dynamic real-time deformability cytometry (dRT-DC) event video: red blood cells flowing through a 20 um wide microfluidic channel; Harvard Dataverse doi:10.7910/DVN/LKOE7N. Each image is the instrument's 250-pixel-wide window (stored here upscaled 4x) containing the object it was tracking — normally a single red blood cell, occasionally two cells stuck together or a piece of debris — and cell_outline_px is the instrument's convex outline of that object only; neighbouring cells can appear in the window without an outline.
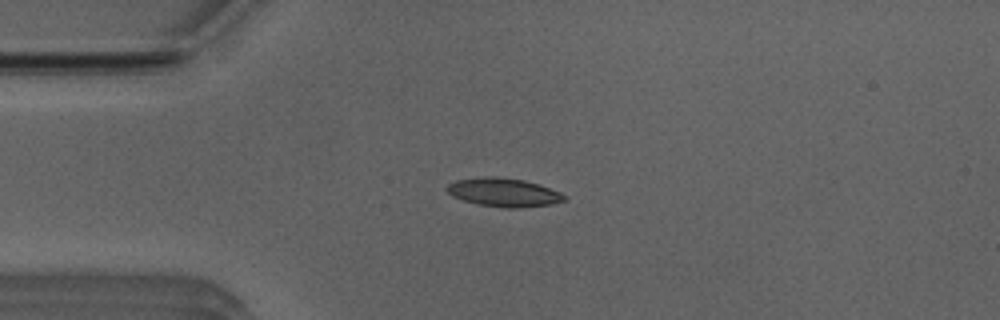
{"species": "Egyptian fruit bat (a non-hibernating species)", "species_latin": "Rousettus aegyptiacus", "temperature_condition": "room temperature", "stored_images_in_passage": 41, "camera_frame_rate_fps": 3000, "um_per_image_px": 0.085, "animal": {"sex": "male"}, "frame": {"image": 1, "passage_image": 2, "time_ms": 0.333, "image_size_px": [1000, 320], "cell_outline_px": [[568, 200], [552, 204], [520, 208], [504, 208], [476, 204], [452, 196], [448, 192], [448, 184], [456, 180], [488, 176], [496, 176], [524, 180], [540, 184], [560, 192]], "centroid_in_image_um": [42.85, 16.36], "position_along_channel_um": 42.2, "area_um2": 19.59}}
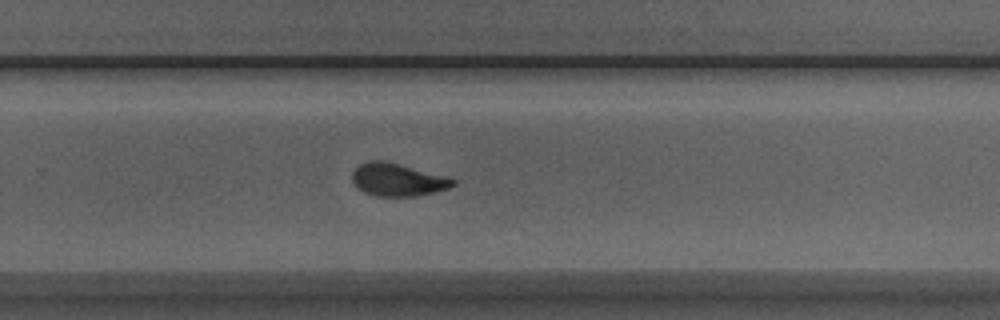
{"frame": {"image": 2, "passage_image": 23, "time_ms": 7.333, "image_size_px": [1000, 320], "cell_outline_px": [[456, 184], [448, 188], [436, 192], [416, 196], [376, 196], [364, 192], [356, 188], [352, 180], [352, 172], [360, 164], [368, 160], [384, 160], [452, 176], [456, 180]], "centroid_in_image_um": [33.85, 15.26], "position_along_channel_um": 296.0, "area_um2": 19.77}}
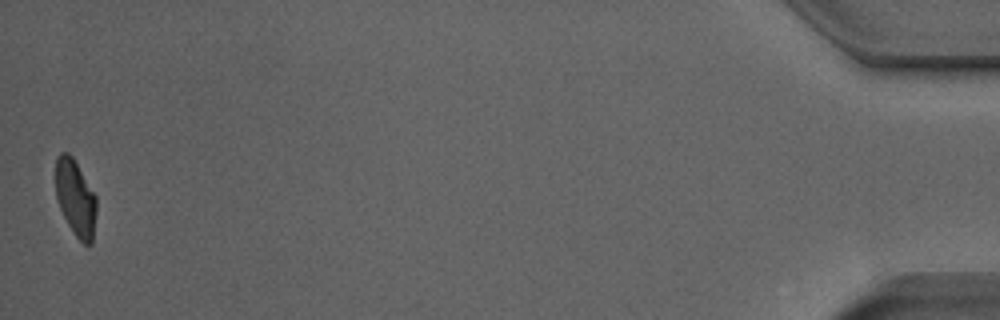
{"frame": {"image": 3, "passage_image": 41, "time_ms": 13.333, "image_size_px": [1000, 320], "cell_outline_px": [[96, 212], [92, 244], [84, 244], [76, 236], [68, 224], [56, 200], [56, 156], [60, 152], [68, 152], [72, 156], [96, 196]], "centroid_in_image_um": [6.41, 16.81], "position_along_channel_um": 428.8, "area_um2": 18.03}, "authors_computed_cell_mechanics": {"area_um2": 19.363, "velocity_mm_per_s": 3.9114, "shape_relaxation_time_tau1_ms": 3.6167, "shape_relaxation_time_tau2_ms": 1.6107, "deformation_change_tau1": 0.1396, "deformation_change_tau2": 0.0735}}